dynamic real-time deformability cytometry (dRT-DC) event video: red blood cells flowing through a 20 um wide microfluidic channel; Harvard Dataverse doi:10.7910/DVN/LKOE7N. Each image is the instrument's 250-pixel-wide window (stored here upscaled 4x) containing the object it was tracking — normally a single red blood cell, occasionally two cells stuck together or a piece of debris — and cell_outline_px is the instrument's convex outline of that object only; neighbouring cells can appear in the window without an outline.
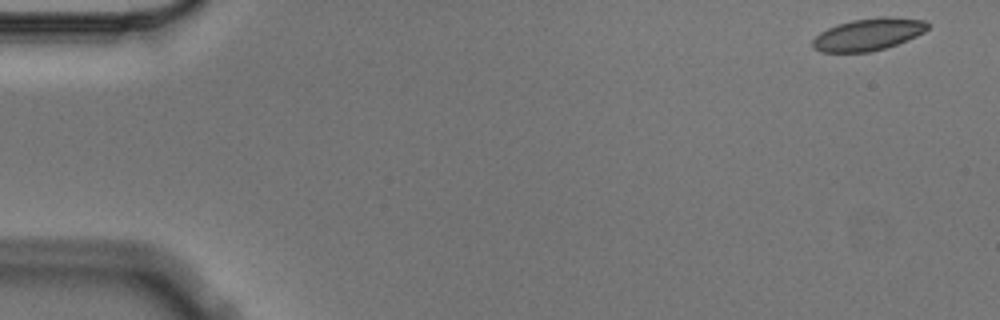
{"species": "Egyptian fruit bat (a non-hibernating species)", "species_latin": "Rousettus aegyptiacus", "temperature_condition": "cold", "stored_images_in_passage": 4, "camera_frame_rate_fps": 3000, "um_per_image_px": 0.085, "animal": {"sex": "male"}, "frame": {"image": 1, "passage_image": 1, "time_ms": 0.0, "image_size_px": [1000, 320], "cell_outline_px": [[928, 28], [924, 32], [908, 40], [884, 48], [868, 52], [820, 52], [812, 48], [812, 40], [820, 32], [836, 24], [852, 20], [880, 16], [892, 16], [924, 20], [928, 24]], "centroid_in_image_um": [73.79, 2.91], "position_along_channel_um": 11.2, "area_um2": 21.68}}
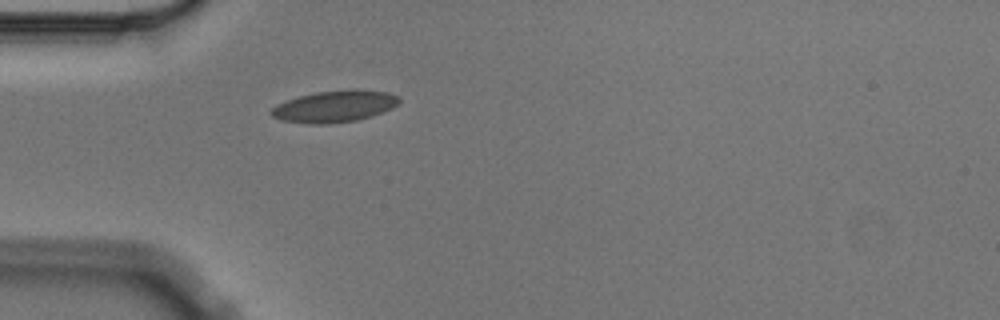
{"frame": {"image": 2, "passage_image": 4, "time_ms": 1.0, "image_size_px": [1000, 320], "cell_outline_px": [[400, 100], [392, 108], [372, 116], [356, 120], [332, 124], [308, 124], [280, 120], [272, 116], [268, 112], [276, 104], [300, 96], [316, 92], [388, 92], [400, 96]], "centroid_in_image_um": [28.37, 9.1], "position_along_channel_um": 56.6, "area_um2": 22.83}}